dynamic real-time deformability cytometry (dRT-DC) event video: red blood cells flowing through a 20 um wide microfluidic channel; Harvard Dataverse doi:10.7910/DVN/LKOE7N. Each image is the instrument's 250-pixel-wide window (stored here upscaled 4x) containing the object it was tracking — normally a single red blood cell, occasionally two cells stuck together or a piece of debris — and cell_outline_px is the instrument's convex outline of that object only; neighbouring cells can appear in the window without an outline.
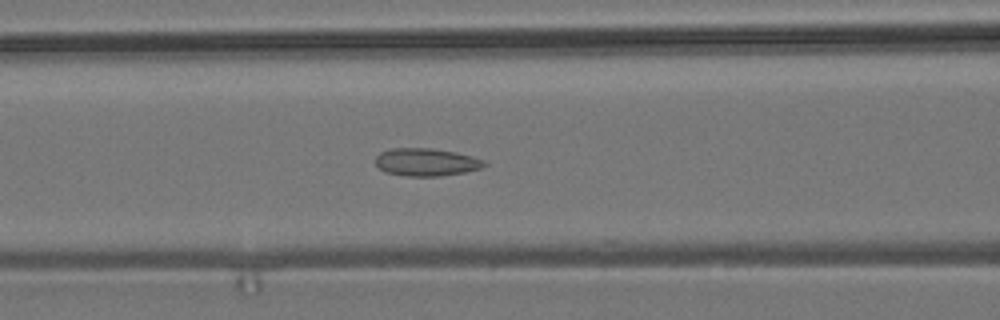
{"species": "common noctule bat (a hibernating species)", "species_latin": "Nyctalus noctula", "temperature_condition": "room temperature", "stored_images_in_passage": 54, "camera_frame_rate_fps": 3000, "um_per_image_px": 0.085, "animal": {"sex": "male", "body_mass_g": 19.2, "forearm_length_mm": 51.8}, "frame": {"image": 1, "passage_image": 22, "time_ms": 7.0, "image_size_px": [1000, 320], "cell_outline_px": [[488, 164], [480, 168], [464, 172], [440, 176], [404, 176], [384, 172], [376, 164], [376, 156], [380, 152], [392, 148], [432, 148], [456, 152], [472, 156], [484, 160]], "centroid_in_image_um": [36.22, 13.78], "position_along_channel_um": 130.4, "area_um2": 17.63}}
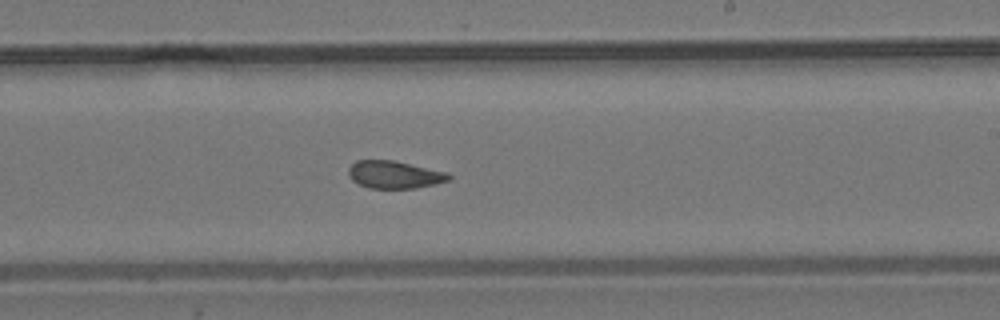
{"frame": {"image": 2, "passage_image": 32, "time_ms": 10.333, "image_size_px": [1000, 320], "cell_outline_px": [[452, 176], [448, 180], [436, 184], [416, 188], [368, 188], [352, 180], [348, 176], [348, 168], [356, 160], [396, 160], [448, 172]], "centroid_in_image_um": [33.54, 14.83], "position_along_channel_um": 255.5, "area_um2": 16.3}}
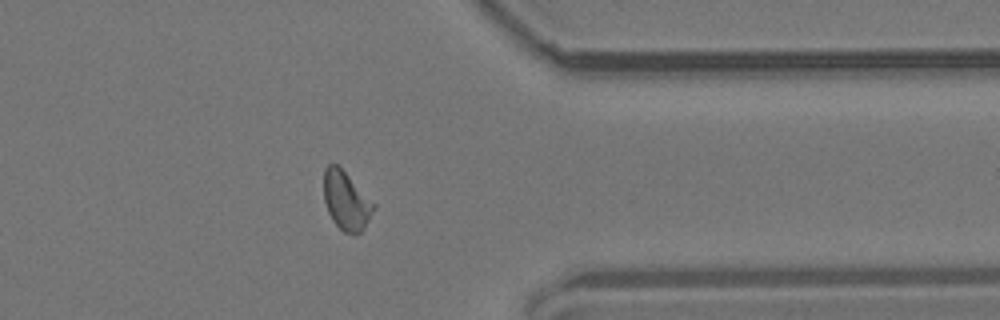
{"frame": {"image": 3, "passage_image": 43, "time_ms": 14.0, "image_size_px": [1000, 320], "cell_outline_px": [[376, 204], [364, 228], [356, 236], [344, 232], [332, 220], [328, 212], [324, 200], [324, 168], [328, 164], [336, 164]], "centroid_in_image_um": [29.41, 17.09], "position_along_channel_um": 382.0, "area_um2": 16.76}, "authors_computed_cell_mechanics": {"area_um2": 17.2244, "velocity_mm_per_s": 3.7623, "shape_relaxation_time_tau1_ms": null, "shape_relaxation_time_tau2_ms": 1.7901, "deformation_change_tau1": null, "deformation_change_tau2": 0.0831}}